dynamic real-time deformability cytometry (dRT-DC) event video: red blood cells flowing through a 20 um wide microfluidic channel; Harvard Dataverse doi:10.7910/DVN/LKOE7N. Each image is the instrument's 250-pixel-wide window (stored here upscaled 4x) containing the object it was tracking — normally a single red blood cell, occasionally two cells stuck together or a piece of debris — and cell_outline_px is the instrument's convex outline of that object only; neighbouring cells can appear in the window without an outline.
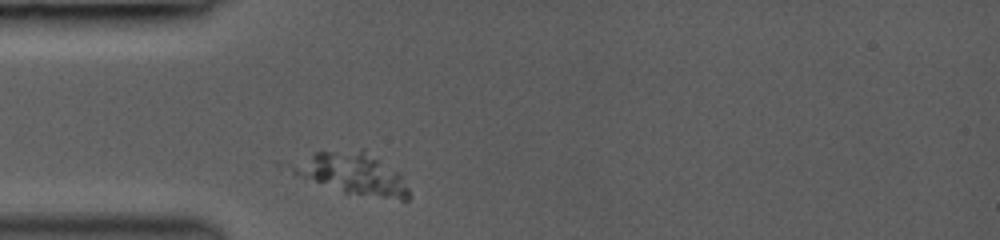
{"species": "common noctule bat (a hibernating species)", "species_latin": "Nyctalus noctula", "temperature_condition": "room temperature", "stored_images_in_passage": 1, "camera_frame_rate_fps": 3000, "um_per_image_px": 0.085, "animal": {"sex": "female", "body_mass_g": 19.0, "forearm_length_mm": 53.3}, "frame": {"image": 1, "passage_image": 1, "time_ms": 0.0, "image_size_px": [1000, 240], "cell_outline_px": [[412, 196], [408, 200], [400, 200], [344, 192], [292, 172], [276, 164], [276, 160], [316, 152], [360, 148], [364, 148], [400, 172]], "centroid_in_image_um": [29.79, 14.68], "position_along_channel_um": 55.2, "area_um2": 29.77}}